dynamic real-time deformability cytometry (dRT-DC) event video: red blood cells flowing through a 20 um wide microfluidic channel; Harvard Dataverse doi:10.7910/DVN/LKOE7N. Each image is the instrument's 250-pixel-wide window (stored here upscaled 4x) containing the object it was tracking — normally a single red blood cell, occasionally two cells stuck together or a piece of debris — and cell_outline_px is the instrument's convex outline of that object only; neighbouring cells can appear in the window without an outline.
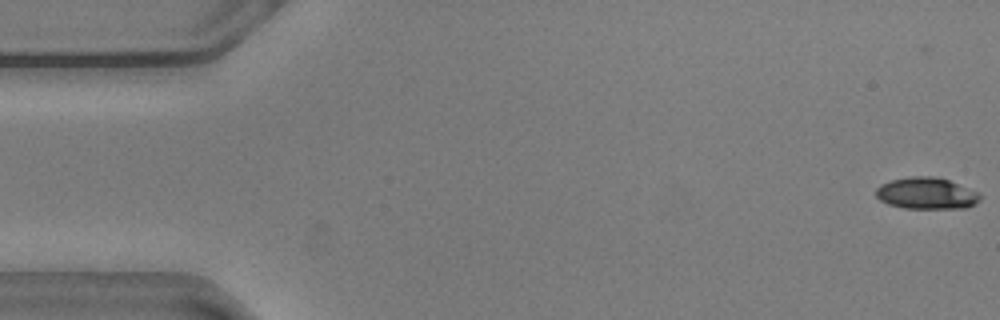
{"species": "common noctule bat (a hibernating species)", "species_latin": "Nyctalus noctula", "temperature_condition": "warm", "stored_images_in_passage": 52, "camera_frame_rate_fps": 3000, "um_per_image_px": 0.085, "animal": {"sex": "male", "body_mass_g": 20.5, "forearm_length_mm": 52.5}, "frame": {"image": 1, "passage_image": 1, "time_ms": 0.0, "image_size_px": [1000, 320], "cell_outline_px": [[980, 200], [964, 208], [904, 208], [888, 204], [880, 200], [876, 196], [876, 188], [880, 184], [892, 180], [912, 176], [932, 176], [948, 180], [980, 192]], "centroid_in_image_um": [78.74, 16.43], "position_along_channel_um": 6.3, "area_um2": 19.07}}
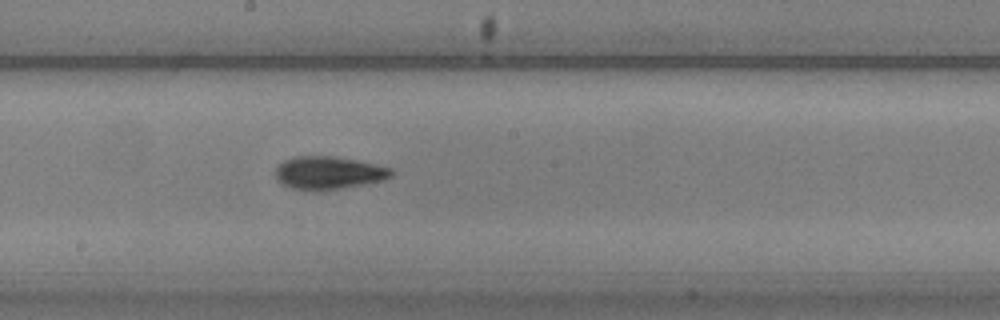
{"frame": {"image": 2, "passage_image": 30, "time_ms": 9.667, "image_size_px": [1000, 320], "cell_outline_px": [[392, 176], [384, 180], [364, 184], [320, 192], [312, 192], [292, 188], [284, 184], [276, 176], [276, 168], [284, 160], [296, 156], [336, 156], [356, 160], [392, 168]], "centroid_in_image_um": [27.94, 14.7], "position_along_channel_um": 220.3, "area_um2": 22.31}}
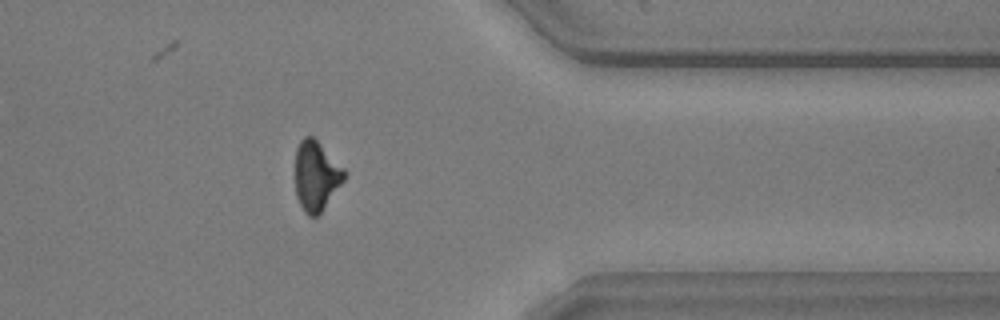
{"frame": {"image": 3, "passage_image": 45, "time_ms": 14.667, "image_size_px": [1000, 320], "cell_outline_px": [[344, 180], [324, 208], [316, 216], [308, 216], [304, 212], [296, 196], [296, 148], [300, 140], [304, 136], [312, 136], [344, 168]], "centroid_in_image_um": [26.86, 14.95], "position_along_channel_um": 384.5, "area_um2": 19.59}, "authors_computed_cell_mechanics": {"area_um2": 20.4901, "velocity_mm_per_s": 3.6144, "shape_relaxation_time_tau1_ms": 3.5576, "shape_relaxation_time_tau2_ms": 3.603, "deformation_change_tau1": 0.1378, "deformation_change_tau2": 0.1167}}